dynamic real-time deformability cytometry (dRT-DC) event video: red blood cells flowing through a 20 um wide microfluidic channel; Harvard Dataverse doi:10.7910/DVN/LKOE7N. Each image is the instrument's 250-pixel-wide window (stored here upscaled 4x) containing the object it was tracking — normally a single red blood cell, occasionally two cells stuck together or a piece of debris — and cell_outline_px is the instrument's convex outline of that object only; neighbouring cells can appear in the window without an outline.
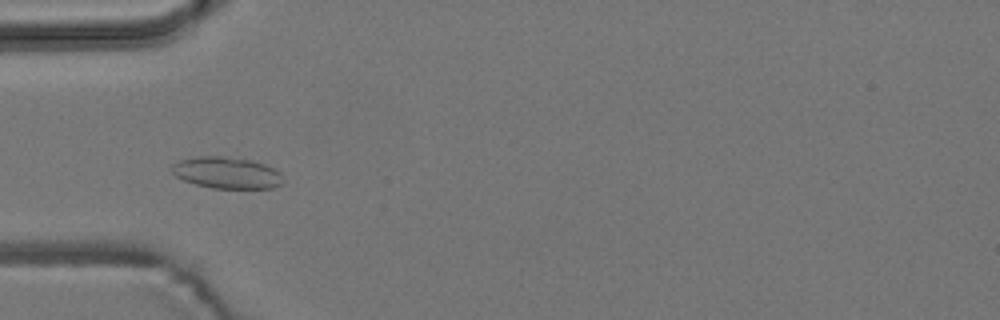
{"species": "common noctule bat (a hibernating species)", "species_latin": "Nyctalus noctula", "temperature_condition": "room temperature", "stored_images_in_passage": 54, "camera_frame_rate_fps": 3000, "um_per_image_px": 0.085, "animal": {"sex": "male", "body_mass_g": 19.2, "forearm_length_mm": 51.8}, "frame": {"image": 1, "passage_image": 17, "time_ms": 5.333, "image_size_px": [1000, 320], "cell_outline_px": [[284, 180], [280, 184], [272, 188], [212, 188], [196, 184], [184, 180], [176, 176], [172, 172], [172, 164], [180, 160], [196, 156], [220, 156], [252, 160], [276, 168], [280, 172]], "centroid_in_image_um": [19.29, 14.68], "position_along_channel_um": 65.7, "area_um2": 20.46}}
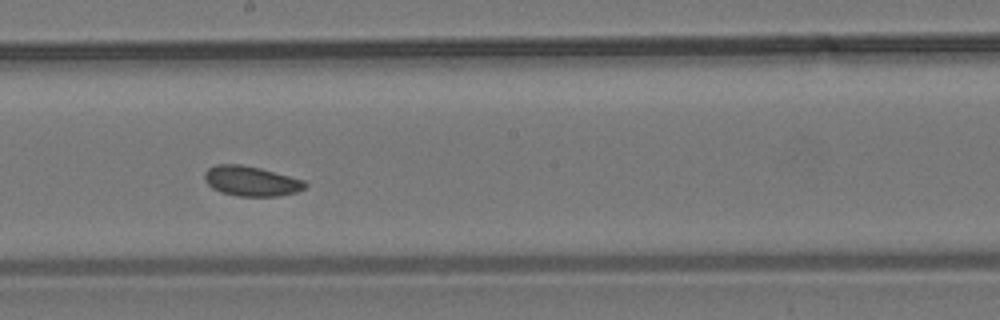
{"frame": {"image": 2, "passage_image": 30, "time_ms": 9.667, "image_size_px": [1000, 320], "cell_outline_px": [[308, 184], [304, 188], [296, 192], [276, 196], [236, 196], [220, 192], [212, 188], [204, 180], [204, 172], [208, 168], [216, 164], [240, 164], [260, 168], [304, 180]], "centroid_in_image_um": [21.31, 15.39], "position_along_channel_um": 226.9, "area_um2": 17.57}}
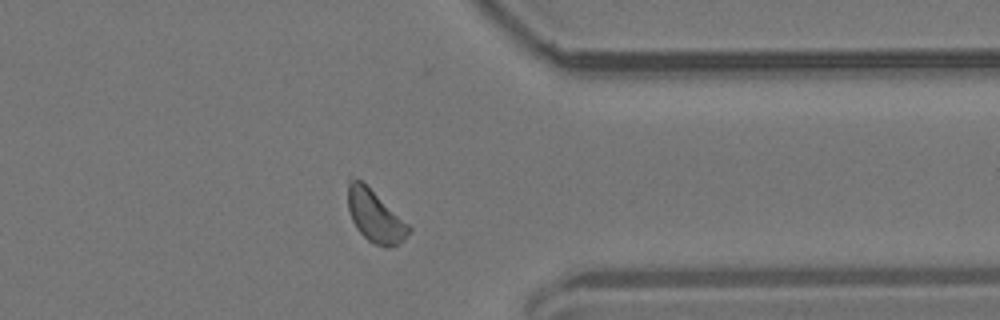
{"frame": {"image": 3, "passage_image": 43, "time_ms": 14.0, "image_size_px": [1000, 320], "cell_outline_px": [[412, 228], [404, 240], [388, 248], [384, 248], [368, 240], [356, 228], [352, 220], [348, 208], [348, 184], [352, 180], [360, 180], [408, 224]], "centroid_in_image_um": [31.88, 18.43], "position_along_channel_um": 379.5, "area_um2": 17.8}, "authors_computed_cell_mechanics": {"area_um2": 18.1492, "velocity_mm_per_s": 3.7289, "shape_relaxation_time_tau1_ms": null, "shape_relaxation_time_tau2_ms": 5.8806, "deformation_change_tau1": null, "deformation_change_tau2": 0.0861}}